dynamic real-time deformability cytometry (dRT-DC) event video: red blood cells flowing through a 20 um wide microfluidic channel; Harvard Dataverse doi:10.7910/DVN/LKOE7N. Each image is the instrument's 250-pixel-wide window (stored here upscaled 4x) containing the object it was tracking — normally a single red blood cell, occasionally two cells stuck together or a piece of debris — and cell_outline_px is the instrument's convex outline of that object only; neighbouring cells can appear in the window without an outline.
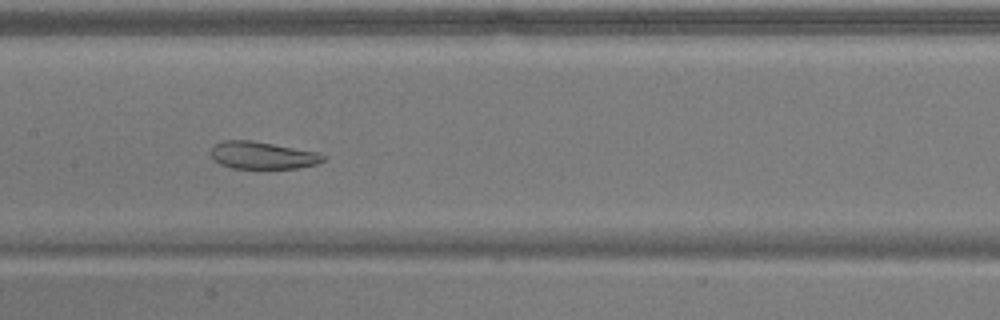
{"species": "common noctule bat (a hibernating species)", "species_latin": "Nyctalus noctula", "temperature_condition": "warm", "stored_images_in_passage": 55, "camera_frame_rate_fps": 3000, "um_per_image_px": 0.085, "animal": {"sex": "male", "body_mass_g": 17.9}, "frame": {"image": 1, "passage_image": 27, "time_ms": 8.667, "image_size_px": [1000, 320], "cell_outline_px": [[328, 156], [324, 160], [316, 164], [296, 168], [232, 168], [220, 164], [212, 160], [212, 148], [216, 144], [224, 140], [252, 140], [320, 152]], "centroid_in_image_um": [22.35, 13.2], "position_along_channel_um": 185.1, "area_um2": 17.98}}
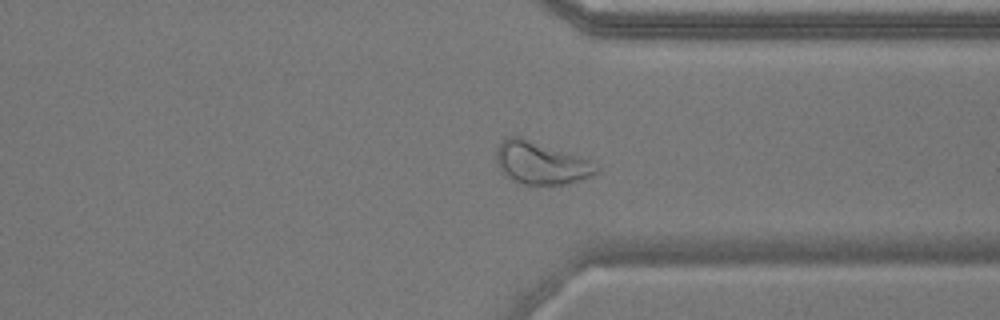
{"frame": {"image": 2, "passage_image": 42, "time_ms": 13.667, "image_size_px": [1000, 320], "cell_outline_px": [[600, 168], [592, 176], [568, 184], [524, 184], [508, 176], [500, 168], [496, 160], [496, 152], [504, 136], [520, 136], [592, 160]], "centroid_in_image_um": [46.02, 13.83], "position_along_channel_um": 365.4, "area_um2": 24.62}}
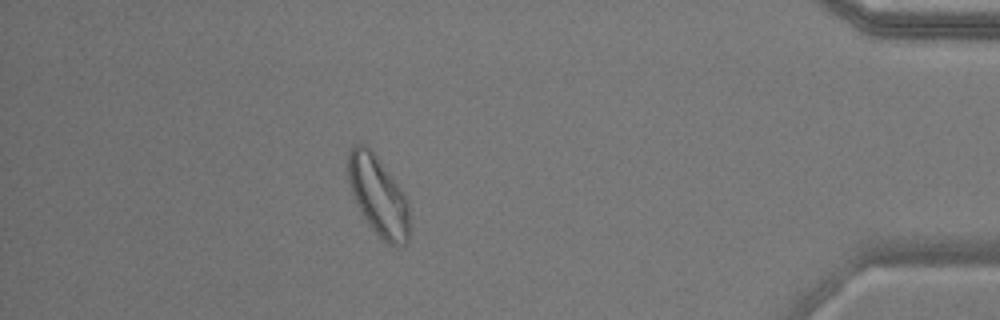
{"frame": {"image": 3, "passage_image": 49, "time_ms": 16.0, "image_size_px": [1000, 320], "cell_outline_px": [[408, 244], [396, 248], [380, 240], [364, 216], [352, 192], [348, 180], [348, 152], [356, 144], [364, 144], [376, 156], [400, 188], [408, 200]], "centroid_in_image_um": [32.17, 16.71], "position_along_channel_um": 403.0, "area_um2": 28.03}, "authors_computed_cell_mechanics": {"area_um2": 26.3568, "velocity_mm_per_s": 3.6147, "shape_relaxation_time_tau1_ms": null, "shape_relaxation_time_tau2_ms": 1.2489, "deformation_change_tau1": null, "deformation_change_tau2": 0.0696}}